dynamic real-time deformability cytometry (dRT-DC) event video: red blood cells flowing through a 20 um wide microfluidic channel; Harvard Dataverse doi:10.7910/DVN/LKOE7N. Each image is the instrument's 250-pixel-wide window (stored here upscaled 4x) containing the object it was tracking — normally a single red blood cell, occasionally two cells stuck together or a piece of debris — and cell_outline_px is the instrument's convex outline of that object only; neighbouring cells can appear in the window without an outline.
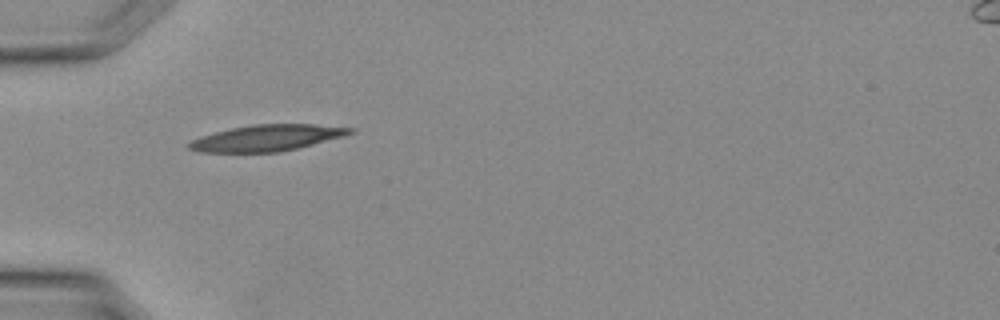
{"species": "Egyptian fruit bat (a non-hibernating species)", "species_latin": "Rousettus aegyptiacus", "temperature_condition": "warm", "stored_images_in_passage": 23, "camera_frame_rate_fps": 3000, "um_per_image_px": 0.085, "animal": {"sex": "female"}, "frame": {"image": 1, "passage_image": 1, "time_ms": 0.0, "image_size_px": [1000, 320], "cell_outline_px": [[356, 132], [344, 136], [280, 152], [200, 152], [188, 148], [184, 144], [200, 136], [232, 128], [252, 124], [312, 124], [356, 128]], "centroid_in_image_um": [22.68, 11.72], "position_along_channel_um": 62.3, "area_um2": 24.57}}
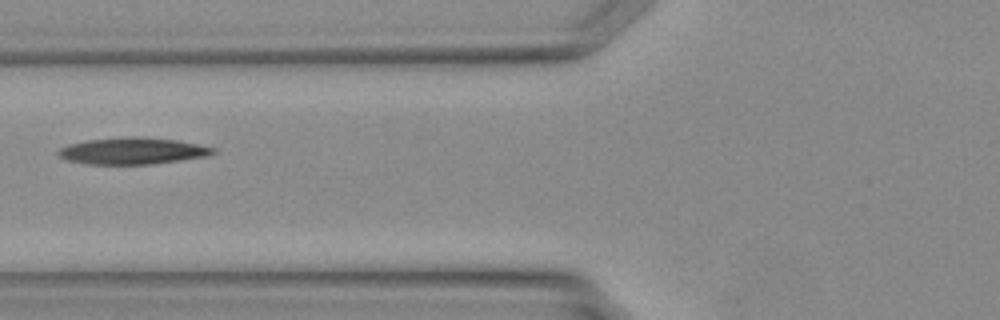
{"frame": {"image": 2, "passage_image": 4, "time_ms": 1.0, "image_size_px": [1000, 320], "cell_outline_px": [[216, 152], [208, 156], [152, 164], [88, 164], [68, 160], [60, 156], [56, 152], [60, 148], [68, 144], [84, 140], [128, 136], [140, 136], [176, 140], [216, 148]], "centroid_in_image_um": [11.25, 12.82], "position_along_channel_um": 114.5, "area_um2": 24.1}}